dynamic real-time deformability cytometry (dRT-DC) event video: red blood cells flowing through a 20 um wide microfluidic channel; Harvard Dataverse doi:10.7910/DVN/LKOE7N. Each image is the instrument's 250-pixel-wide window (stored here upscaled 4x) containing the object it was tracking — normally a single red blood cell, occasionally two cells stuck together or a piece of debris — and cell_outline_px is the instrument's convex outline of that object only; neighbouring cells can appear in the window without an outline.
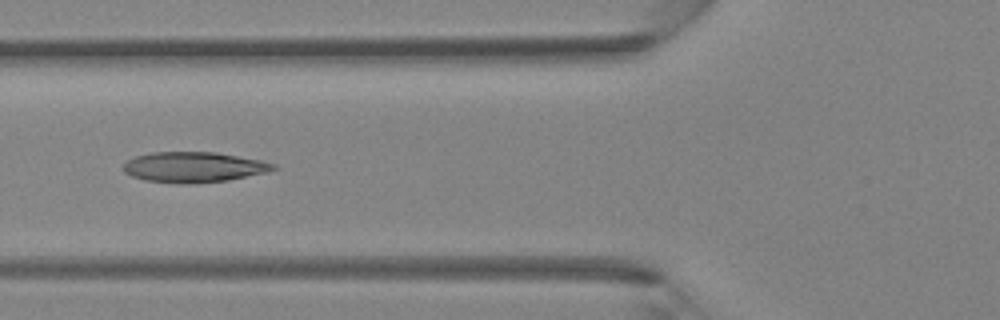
{"species": "Egyptian fruit bat (a non-hibernating species)", "species_latin": "Rousettus aegyptiacus", "temperature_condition": "room temperature", "stored_images_in_passage": 44, "camera_frame_rate_fps": 3000, "um_per_image_px": 0.085, "animal": {"sex": "female"}, "frame": {"image": 1, "passage_image": 17, "time_ms": 5.333, "image_size_px": [1000, 320], "cell_outline_px": [[280, 168], [268, 172], [228, 180], [196, 184], [180, 184], [144, 180], [132, 176], [124, 172], [124, 164], [128, 160], [136, 156], [152, 152], [216, 152], [260, 160], [276, 164]], "centroid_in_image_um": [16.5, 14.21], "position_along_channel_um": 109.3, "area_um2": 26.76}}
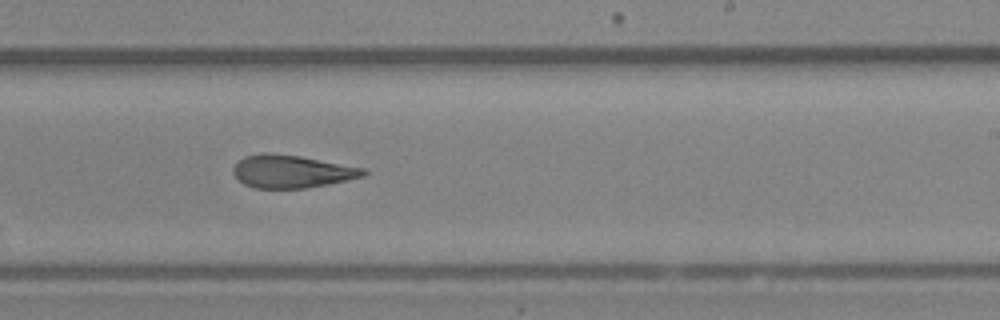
{"frame": {"image": 2, "passage_image": 27, "time_ms": 8.667, "image_size_px": [1000, 320], "cell_outline_px": [[368, 172], [364, 176], [328, 184], [304, 188], [256, 188], [244, 184], [232, 172], [232, 168], [244, 156], [264, 152], [268, 152], [300, 156], [364, 168]], "centroid_in_image_um": [24.78, 14.56], "position_along_channel_um": 264.2, "area_um2": 24.74}}
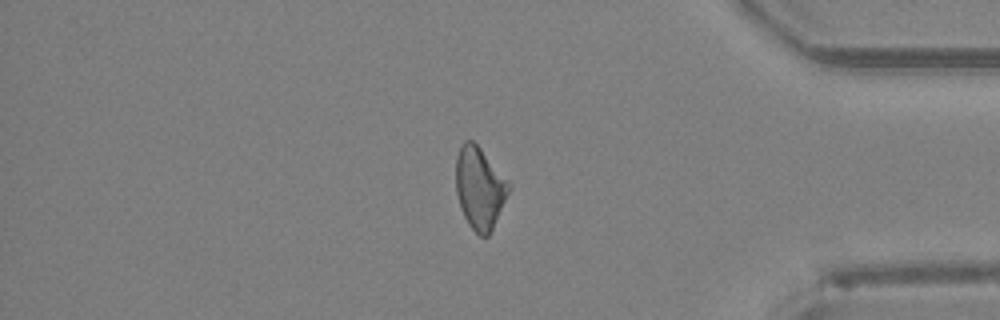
{"frame": {"image": 3, "passage_image": 37, "time_ms": 12.0, "image_size_px": [1000, 320], "cell_outline_px": [[512, 188], [488, 236], [480, 236], [468, 224], [460, 208], [456, 192], [456, 156], [460, 144], [464, 140], [472, 140], [480, 148], [512, 184]], "centroid_in_image_um": [40.77, 15.96], "position_along_channel_um": 394.4, "area_um2": 25.37}}